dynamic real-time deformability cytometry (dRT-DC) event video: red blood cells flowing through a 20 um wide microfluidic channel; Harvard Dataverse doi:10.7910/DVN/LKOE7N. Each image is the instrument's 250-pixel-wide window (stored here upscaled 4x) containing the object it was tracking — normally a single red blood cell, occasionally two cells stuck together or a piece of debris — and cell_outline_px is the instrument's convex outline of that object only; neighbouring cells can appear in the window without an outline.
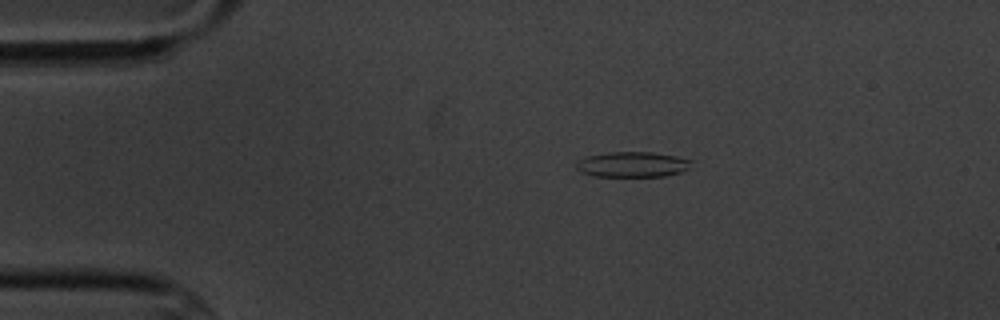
{"species": "common noctule bat (a hibernating species)", "species_latin": "Nyctalus noctula", "temperature_condition": "cold", "stored_images_in_passage": 5, "camera_frame_rate_fps": 3000, "um_per_image_px": 0.085, "animal": {"sex": "male", "body_mass_g": 20.1, "forearm_length_mm": 53.5}, "frame": {"image": 1, "passage_image": 3, "time_ms": 2.333, "image_size_px": [1000, 320], "cell_outline_px": [[692, 160], [688, 168], [680, 172], [664, 176], [592, 176], [580, 172], [576, 168], [576, 160], [588, 156], [608, 152], [652, 152], [676, 156]], "centroid_in_image_um": [53.71, 13.97], "position_along_channel_um": 31.3, "area_um2": 16.99}}